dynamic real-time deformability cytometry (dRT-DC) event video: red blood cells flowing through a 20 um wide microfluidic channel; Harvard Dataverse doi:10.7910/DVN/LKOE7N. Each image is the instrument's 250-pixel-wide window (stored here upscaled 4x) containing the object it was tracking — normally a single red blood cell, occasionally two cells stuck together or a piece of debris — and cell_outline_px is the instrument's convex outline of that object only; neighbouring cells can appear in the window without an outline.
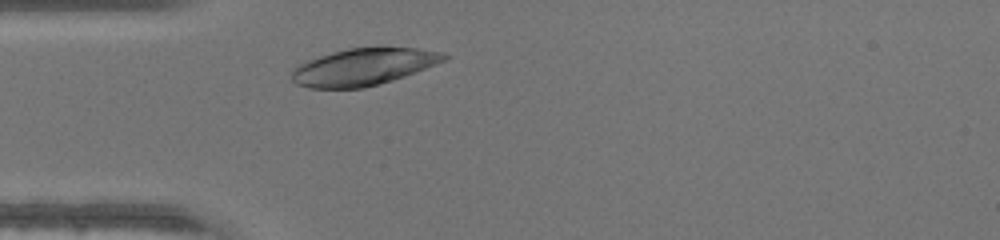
{"species": "human", "species_latin": "Homo sapiens", "temperature_condition": "warm", "stored_images_in_passage": 28, "camera_frame_rate_fps": 3000, "um_per_image_px": 0.085, "donor": {"sex": "male"}, "frame": {"image": 1, "passage_image": 4, "time_ms": 1.0, "image_size_px": [1000, 240], "cell_outline_px": [[448, 56], [444, 60], [416, 72], [392, 80], [364, 88], [308, 88], [296, 84], [292, 80], [292, 68], [308, 60], [332, 52], [348, 48], [416, 48], [444, 52]], "centroid_in_image_um": [30.86, 5.69], "position_along_channel_um": 54.1, "area_um2": 32.48}}
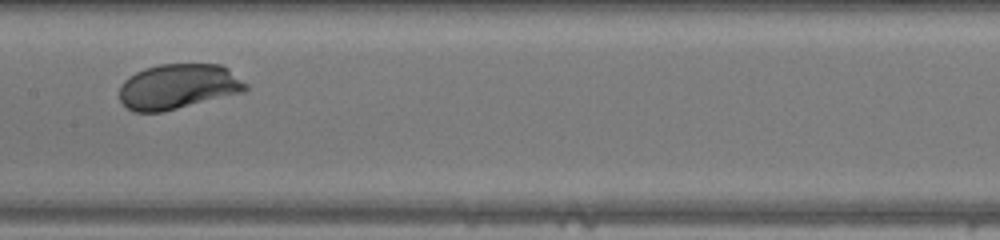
{"frame": {"image": 2, "passage_image": 14, "time_ms": 4.333, "image_size_px": [1000, 240], "cell_outline_px": [[248, 88], [244, 92], [164, 112], [132, 112], [120, 100], [120, 84], [128, 76], [144, 68], [160, 64], [220, 64], [228, 68], [248, 84]], "centroid_in_image_um": [15.15, 7.36], "position_along_channel_um": 192.3, "area_um2": 33.52}}
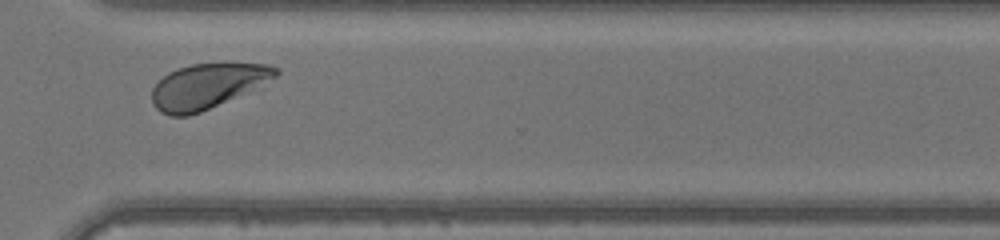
{"frame": {"image": 3, "passage_image": 25, "time_ms": 8.0, "image_size_px": [1000, 240], "cell_outline_px": [[280, 72], [276, 76], [200, 112], [188, 116], [168, 116], [160, 112], [152, 104], [152, 88], [168, 72], [192, 64], [268, 64], [280, 68]], "centroid_in_image_um": [17.53, 7.32], "position_along_channel_um": 353.1, "area_um2": 31.33}}